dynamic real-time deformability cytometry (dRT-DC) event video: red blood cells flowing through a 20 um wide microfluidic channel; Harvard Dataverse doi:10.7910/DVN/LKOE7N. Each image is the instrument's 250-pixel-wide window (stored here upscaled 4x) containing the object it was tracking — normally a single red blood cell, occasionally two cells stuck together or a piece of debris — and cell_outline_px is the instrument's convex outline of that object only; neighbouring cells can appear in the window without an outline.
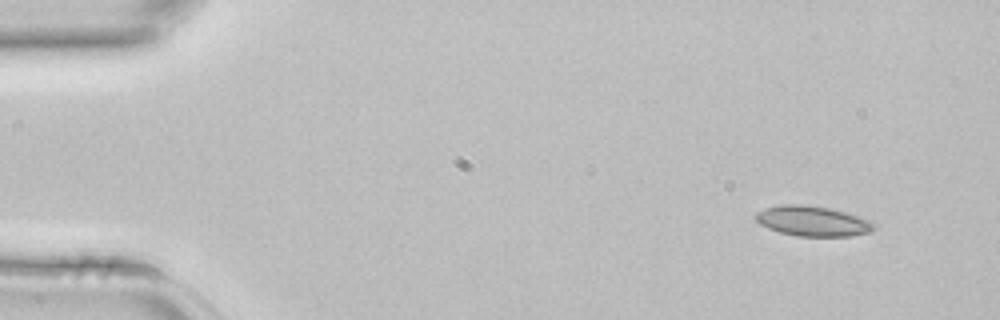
{"species": "common noctule bat (a hibernating species)", "species_latin": "Nyctalus noctula", "temperature_condition": "room temperature", "stored_images_in_passage": 3, "camera_frame_rate_fps": 3000, "um_per_image_px": 0.085, "animal": {"sex": "female", "body_mass_g": 22.7, "forearm_length_mm": 54.2}, "frame": {"image": 1, "passage_image": 1, "time_ms": 0.0, "image_size_px": [1000, 320], "cell_outline_px": [[876, 228], [872, 232], [848, 236], [796, 236], [780, 232], [768, 228], [760, 224], [756, 220], [756, 212], [764, 208], [780, 204], [804, 204], [828, 208], [844, 212], [868, 220], [876, 224]], "centroid_in_image_um": [69.06, 18.79], "position_along_channel_um": 15.9, "area_um2": 20.75}}
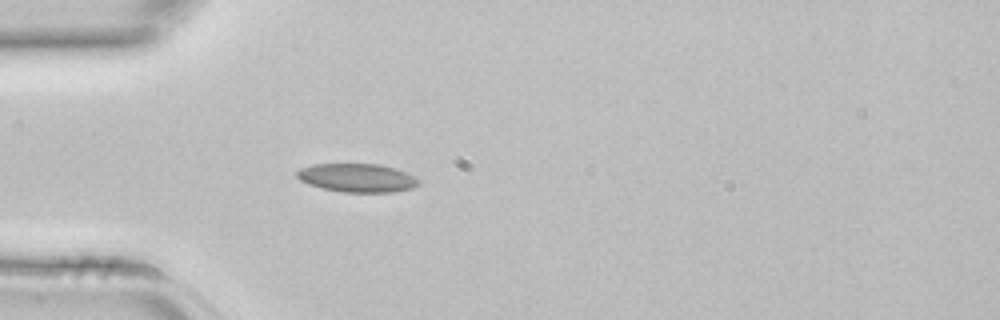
{"frame": {"image": 2, "passage_image": 3, "time_ms": 0.667, "image_size_px": [1000, 320], "cell_outline_px": [[420, 184], [412, 188], [392, 192], [344, 192], [324, 188], [308, 184], [300, 180], [296, 176], [296, 172], [300, 168], [312, 164], [380, 164], [396, 168], [420, 180]], "centroid_in_image_um": [30.35, 15.11], "position_along_channel_um": 54.7, "area_um2": 20.17}}